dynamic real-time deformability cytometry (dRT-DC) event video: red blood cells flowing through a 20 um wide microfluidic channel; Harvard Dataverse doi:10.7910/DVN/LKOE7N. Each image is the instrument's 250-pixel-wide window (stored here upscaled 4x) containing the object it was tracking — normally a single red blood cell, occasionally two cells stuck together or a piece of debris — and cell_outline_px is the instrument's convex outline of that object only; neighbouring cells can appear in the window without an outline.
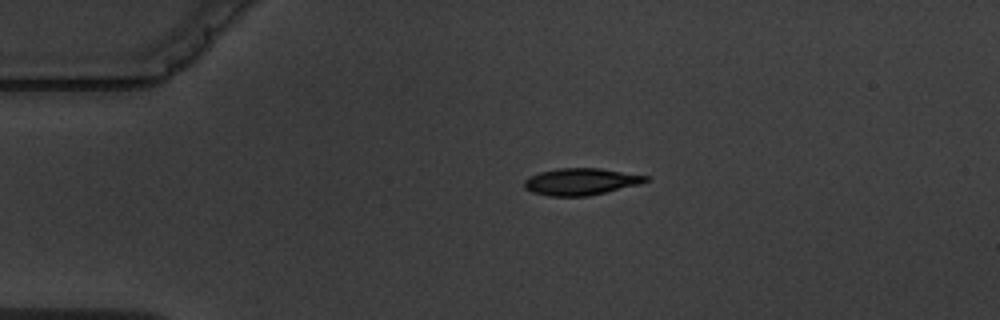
{"species": "common noctule bat (a hibernating species)", "species_latin": "Nyctalus noctula", "temperature_condition": "warm", "stored_images_in_passage": 2, "camera_frame_rate_fps": 3000, "um_per_image_px": 0.085, "animal": {"sex": "male", "body_mass_g": 19.5, "forearm_length_mm": 54.6}, "frame": {"image": 1, "passage_image": 1, "time_ms": 0.0, "image_size_px": [1000, 320], "cell_outline_px": [[648, 180], [640, 184], [588, 196], [548, 196], [532, 192], [524, 188], [524, 180], [540, 172], [560, 168], [600, 168], [648, 176]], "centroid_in_image_um": [49.36, 15.44], "position_along_channel_um": 35.6, "area_um2": 18.84}}